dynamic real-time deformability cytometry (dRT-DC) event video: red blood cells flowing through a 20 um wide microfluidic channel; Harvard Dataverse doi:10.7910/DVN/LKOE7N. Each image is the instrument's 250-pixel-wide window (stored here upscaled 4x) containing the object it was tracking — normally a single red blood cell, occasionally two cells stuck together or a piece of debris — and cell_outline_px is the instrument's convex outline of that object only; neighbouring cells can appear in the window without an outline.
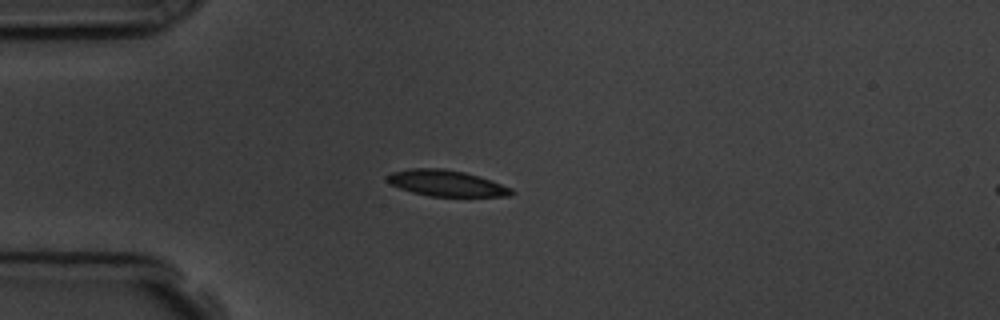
{"species": "common noctule bat (a hibernating species)", "species_latin": "Nyctalus noctula", "temperature_condition": "room temperature", "stored_images_in_passage": 10, "camera_frame_rate_fps": 3000, "um_per_image_px": 0.085, "animal": {"sex": "male", "body_mass_g": 19.5, "forearm_length_mm": 54.6}, "frame": {"image": 1, "passage_image": 4, "time_ms": 3.333, "image_size_px": [1000, 320], "cell_outline_px": [[516, 192], [508, 196], [428, 196], [412, 192], [388, 184], [384, 180], [384, 176], [392, 172], [412, 168], [444, 168], [464, 172], [480, 176], [492, 180], [512, 188]], "centroid_in_image_um": [37.91, 15.56], "position_along_channel_um": 47.1, "area_um2": 19.13}}
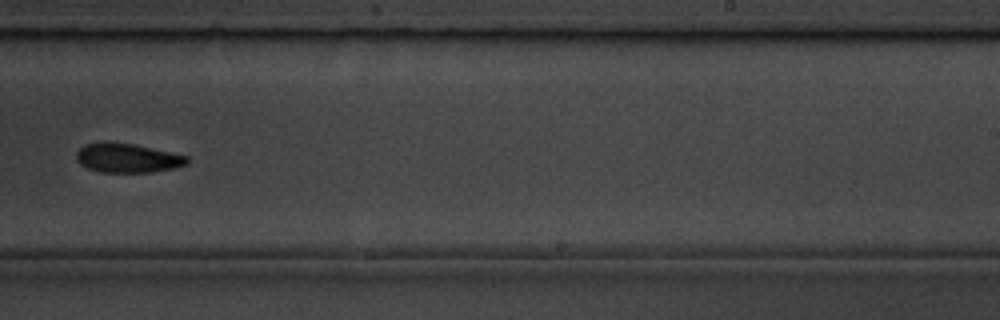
{"frame": {"image": 2, "passage_image": 10, "time_ms": 10.0, "image_size_px": [1000, 320], "cell_outline_px": [[188, 164], [172, 168], [152, 172], [100, 172], [88, 168], [80, 164], [76, 160], [76, 152], [84, 144], [104, 140], [132, 144], [188, 156]], "centroid_in_image_um": [10.77, 13.41], "position_along_channel_um": 278.2, "area_um2": 18.9}}